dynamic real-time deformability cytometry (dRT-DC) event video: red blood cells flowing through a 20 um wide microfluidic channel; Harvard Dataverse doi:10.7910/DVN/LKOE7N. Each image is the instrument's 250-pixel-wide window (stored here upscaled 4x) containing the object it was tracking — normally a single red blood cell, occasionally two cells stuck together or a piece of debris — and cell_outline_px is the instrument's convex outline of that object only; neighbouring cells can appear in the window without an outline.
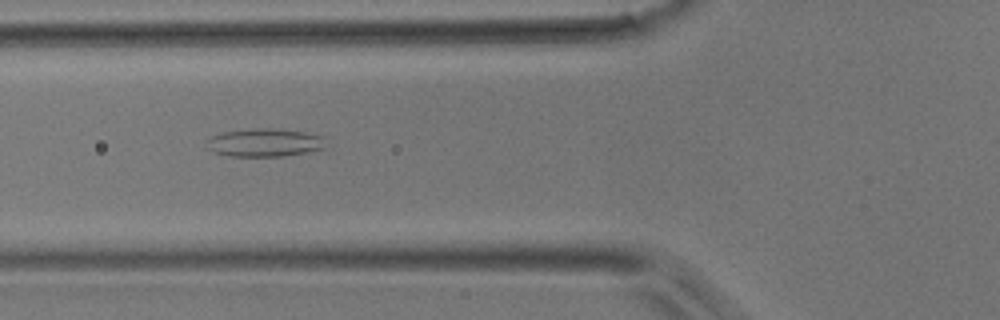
{"species": "common noctule bat (a hibernating species)", "species_latin": "Nyctalus noctula", "temperature_condition": "room temperature", "stored_images_in_passage": 43, "camera_frame_rate_fps": 3000, "um_per_image_px": 0.085, "animal": {"sex": "male", "body_mass_g": 17.9}, "frame": {"image": 1, "passage_image": 12, "time_ms": 3.667, "image_size_px": [1000, 320], "cell_outline_px": [[324, 148], [284, 156], [228, 156], [216, 152], [208, 148], [204, 144], [212, 136], [224, 132], [252, 128], [272, 128], [304, 132], [324, 136]], "centroid_in_image_um": [22.47, 12.11], "position_along_channel_um": 103.3, "area_um2": 19.36}}
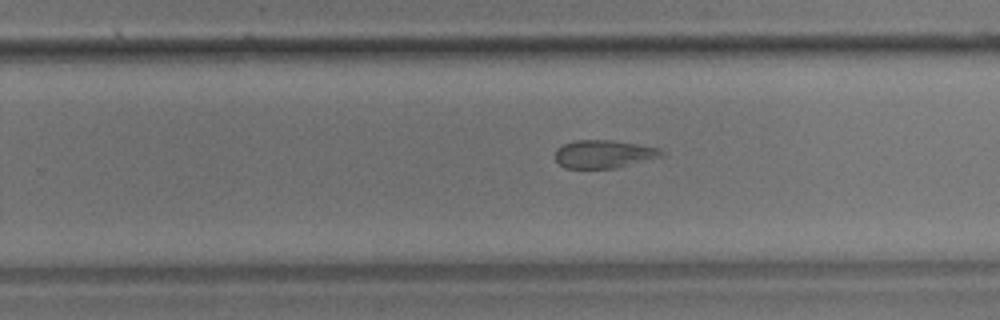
{"frame": {"image": 2, "passage_image": 25, "time_ms": 8.0, "image_size_px": [1000, 320], "cell_outline_px": [[664, 156], [616, 168], [564, 168], [556, 160], [556, 148], [564, 144], [576, 140], [612, 140], [660, 148], [664, 152]], "centroid_in_image_um": [51.34, 13.09], "position_along_channel_um": 278.5, "area_um2": 17.34}}
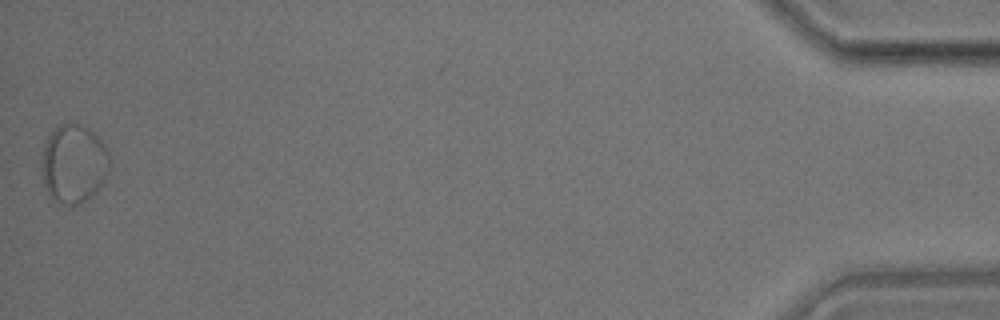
{"frame": {"image": 3, "passage_image": 43, "time_ms": 14.0, "image_size_px": [1000, 320], "cell_outline_px": [[108, 172], [104, 180], [84, 200], [76, 204], [64, 204], [56, 200], [52, 196], [44, 184], [40, 160], [44, 144], [48, 136], [60, 124], [80, 124], [88, 128], [104, 144], [108, 152]], "centroid_in_image_um": [6.23, 13.87], "position_along_channel_um": 429.0, "area_um2": 30.35}}